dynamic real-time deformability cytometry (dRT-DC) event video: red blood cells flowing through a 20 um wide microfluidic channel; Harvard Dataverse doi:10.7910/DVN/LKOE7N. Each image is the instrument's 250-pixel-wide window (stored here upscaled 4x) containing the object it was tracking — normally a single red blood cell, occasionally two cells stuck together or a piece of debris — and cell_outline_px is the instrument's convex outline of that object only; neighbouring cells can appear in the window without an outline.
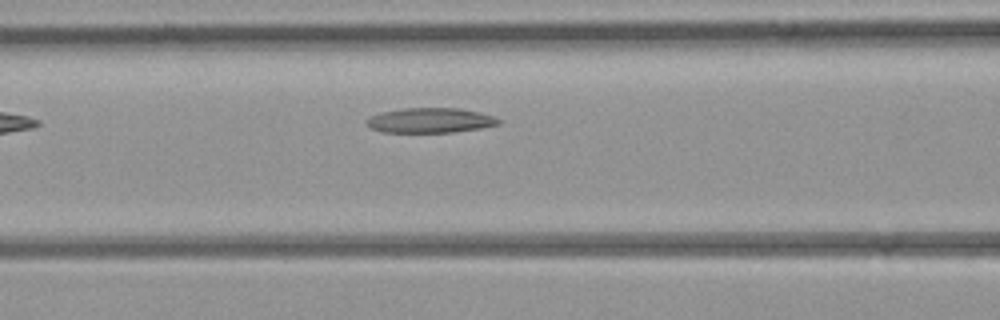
{"species": "common noctule bat (a hibernating species)", "species_latin": "Nyctalus noctula", "temperature_condition": "room temperature", "stored_images_in_passage": 7, "camera_frame_rate_fps": 3000, "um_per_image_px": 0.085, "animal": {"sex": "female", "body_mass_g": 21.9}, "frame": {"image": 1, "passage_image": 7, "time_ms": 6.667, "image_size_px": [1000, 320], "cell_outline_px": [[500, 124], [480, 128], [452, 132], [380, 132], [364, 124], [364, 120], [380, 112], [404, 108], [460, 108], [480, 112], [492, 116], [500, 120]], "centroid_in_image_um": [36.53, 10.23], "position_along_channel_um": 130.1, "area_um2": 19.19}}